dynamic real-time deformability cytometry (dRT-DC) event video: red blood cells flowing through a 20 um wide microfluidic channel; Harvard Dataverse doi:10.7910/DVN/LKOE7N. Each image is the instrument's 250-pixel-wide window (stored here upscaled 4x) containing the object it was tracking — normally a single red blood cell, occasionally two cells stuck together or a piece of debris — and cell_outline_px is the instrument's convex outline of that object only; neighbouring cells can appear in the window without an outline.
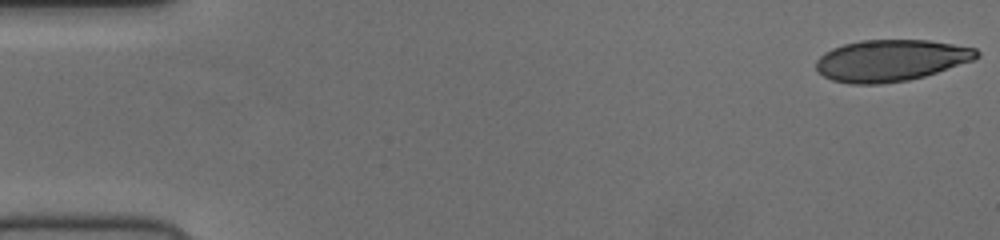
{"species": "human", "species_latin": "Homo sapiens", "temperature_condition": "cold", "stored_images_in_passage": 52, "camera_frame_rate_fps": 3000, "um_per_image_px": 0.085, "donor": {"sex": "female"}, "frame": {"image": 1, "passage_image": 1, "time_ms": 0.0, "image_size_px": [1000, 240], "cell_outline_px": [[980, 56], [972, 60], [924, 76], [908, 80], [880, 84], [848, 84], [832, 80], [824, 76], [816, 68], [816, 60], [824, 52], [832, 48], [844, 44], [860, 40], [928, 40], [976, 48], [980, 52]], "centroid_in_image_um": [75.69, 5.13], "position_along_channel_um": 9.3, "area_um2": 38.78}}
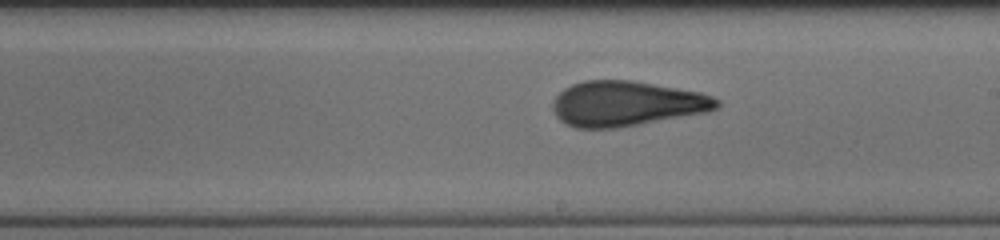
{"frame": {"image": 2, "passage_image": 30, "time_ms": 9.667, "image_size_px": [1000, 240], "cell_outline_px": [[720, 108], [708, 112], [640, 124], [616, 128], [576, 128], [564, 124], [556, 116], [552, 108], [552, 100], [564, 88], [572, 84], [584, 80], [632, 80], [700, 92], [712, 96], [720, 100]], "centroid_in_image_um": [53.24, 8.81], "position_along_channel_um": 235.8, "area_um2": 43.41}}
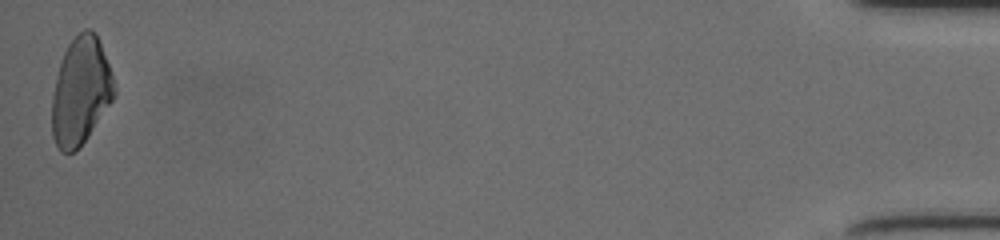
{"frame": {"image": 3, "passage_image": 52, "time_ms": 17.0, "image_size_px": [1000, 240], "cell_outline_px": [[116, 92], [112, 100], [88, 136], [72, 152], [60, 152], [52, 136], [52, 96], [56, 76], [64, 52], [68, 44], [84, 28], [88, 28], [96, 32], [108, 64], [116, 88]], "centroid_in_image_um": [6.85, 7.73], "position_along_channel_um": 428.4, "area_um2": 38.55}}